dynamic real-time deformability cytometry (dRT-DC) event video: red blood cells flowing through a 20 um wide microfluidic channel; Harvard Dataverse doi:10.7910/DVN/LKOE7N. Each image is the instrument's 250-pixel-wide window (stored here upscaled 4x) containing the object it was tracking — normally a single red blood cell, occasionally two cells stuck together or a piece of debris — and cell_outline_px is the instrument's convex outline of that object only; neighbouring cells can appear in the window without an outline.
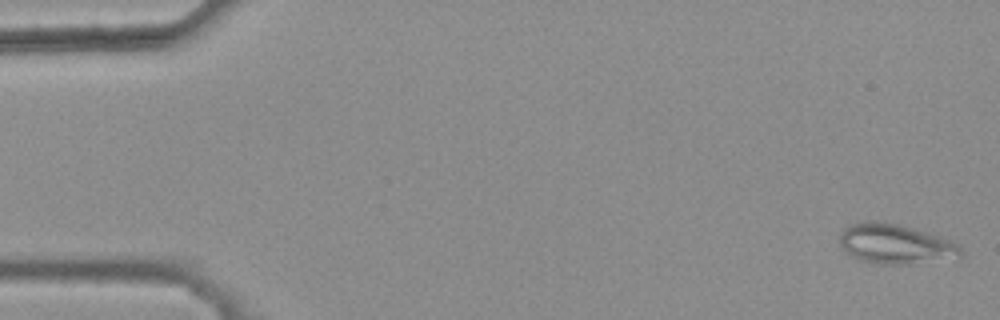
{"species": "common noctule bat (a hibernating species)", "species_latin": "Nyctalus noctula", "temperature_condition": "warm", "stored_images_in_passage": 45, "camera_frame_rate_fps": 3000, "um_per_image_px": 0.085, "animal": {"sex": "female", "body_mass_g": 25.1}, "frame": {"image": 1, "passage_image": 1, "time_ms": 0.0, "image_size_px": [1000, 320], "cell_outline_px": [[964, 252], [960, 256], [904, 264], [880, 264], [860, 260], [852, 256], [840, 244], [840, 232], [848, 224], [864, 220], [880, 220], [900, 224], [960, 244]], "centroid_in_image_um": [76.04, 20.7], "position_along_channel_um": 9.0, "area_um2": 27.8}}
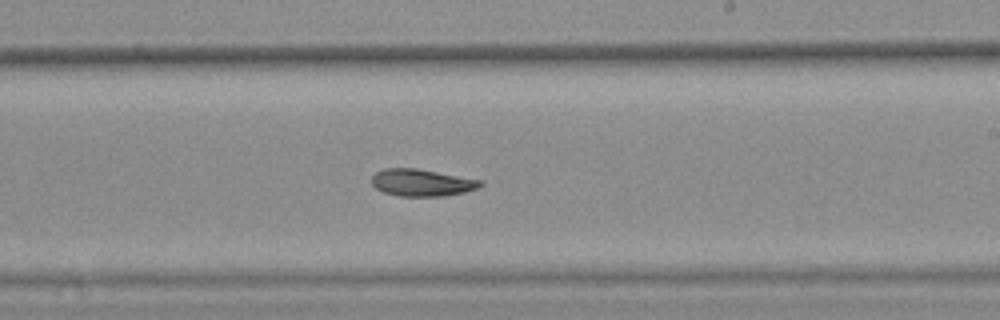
{"frame": {"image": 2, "passage_image": 31, "time_ms": 10.0, "image_size_px": [1000, 320], "cell_outline_px": [[484, 184], [476, 188], [464, 192], [444, 196], [400, 196], [384, 192], [376, 188], [372, 184], [372, 176], [376, 172], [384, 168], [416, 168], [480, 180]], "centroid_in_image_um": [35.82, 15.52], "position_along_channel_um": 253.2, "area_um2": 16.94}}
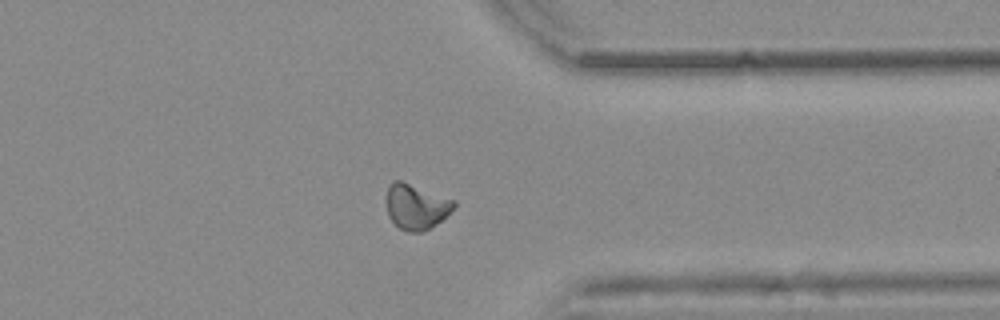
{"frame": {"image": 3, "passage_image": 41, "time_ms": 13.333, "image_size_px": [1000, 320], "cell_outline_px": [[456, 204], [440, 220], [428, 228], [420, 232], [408, 232], [400, 228], [388, 216], [384, 200], [388, 188], [392, 180], [400, 180], [456, 200]], "centroid_in_image_um": [35.31, 17.53], "position_along_channel_um": 376.1, "area_um2": 17.69}}